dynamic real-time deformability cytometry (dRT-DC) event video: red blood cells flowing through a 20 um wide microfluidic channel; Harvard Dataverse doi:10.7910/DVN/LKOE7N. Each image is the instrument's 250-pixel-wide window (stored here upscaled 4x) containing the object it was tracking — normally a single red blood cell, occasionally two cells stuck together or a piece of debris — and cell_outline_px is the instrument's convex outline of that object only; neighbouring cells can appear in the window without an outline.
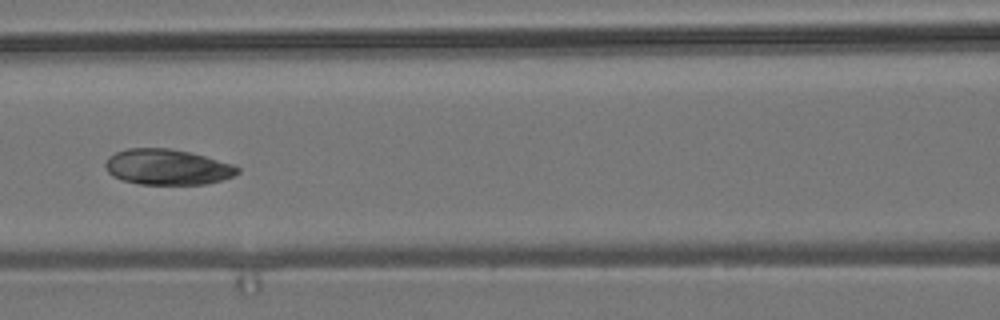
{"species": "common noctule bat (a hibernating species)", "species_latin": "Nyctalus noctula", "temperature_condition": "room temperature", "stored_images_in_passage": 9, "camera_frame_rate_fps": 3000, "um_per_image_px": 0.085, "animal": {"sex": "male", "body_mass_g": 19.2, "forearm_length_mm": 51.8}, "frame": {"image": 1, "passage_image": 6, "time_ms": 1.667, "image_size_px": [1000, 320], "cell_outline_px": [[240, 172], [232, 176], [220, 180], [204, 184], [140, 184], [124, 180], [112, 176], [108, 172], [104, 164], [108, 156], [116, 152], [128, 148], [168, 148], [188, 152], [204, 156], [232, 164], [240, 168]], "centroid_in_image_um": [14.19, 14.19], "position_along_channel_um": 152.4, "area_um2": 27.22}}
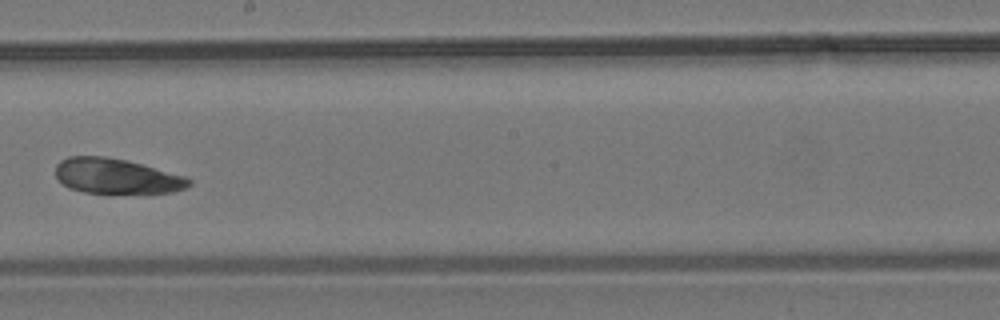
{"frame": {"image": 2, "passage_image": 8, "time_ms": 2.333, "image_size_px": [1000, 320], "cell_outline_px": [[192, 184], [184, 188], [172, 192], [84, 192], [68, 188], [56, 176], [56, 164], [60, 160], [68, 156], [104, 156], [124, 160], [140, 164], [184, 176], [192, 180]], "centroid_in_image_um": [9.85, 14.96], "position_along_channel_um": 238.3, "area_um2": 26.76}}
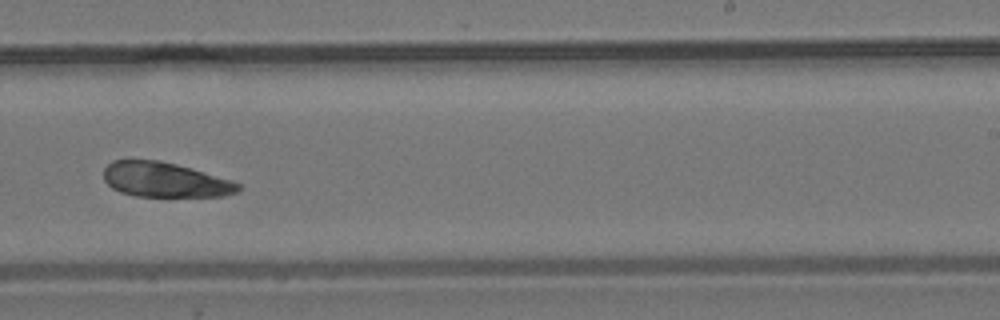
{"frame": {"image": 3, "passage_image": 9, "time_ms": 2.667, "image_size_px": [1000, 320], "cell_outline_px": [[240, 188], [236, 192], [224, 196], [136, 196], [120, 192], [112, 188], [104, 180], [104, 168], [112, 160], [160, 160], [192, 168], [232, 180], [240, 184]], "centroid_in_image_um": [14.01, 15.28], "position_along_channel_um": 275.0, "area_um2": 27.28}}